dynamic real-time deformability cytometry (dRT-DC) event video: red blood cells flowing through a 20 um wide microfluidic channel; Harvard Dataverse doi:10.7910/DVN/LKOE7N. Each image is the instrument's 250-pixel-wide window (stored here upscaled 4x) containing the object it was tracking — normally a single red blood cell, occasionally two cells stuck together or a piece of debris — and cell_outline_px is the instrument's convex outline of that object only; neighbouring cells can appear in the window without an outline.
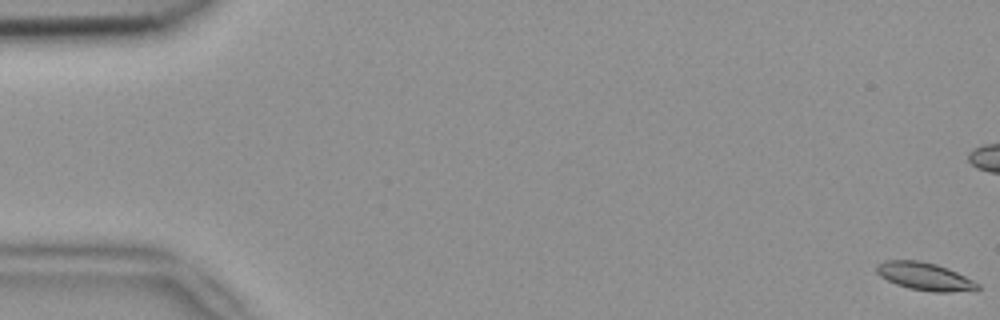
{"species": "common noctule bat (a hibernating species)", "species_latin": "Nyctalus noctula", "temperature_condition": "room temperature", "stored_images_in_passage": 5, "camera_frame_rate_fps": 3000, "um_per_image_px": 0.085, "animal": {"sex": "female", "body_mass_g": 18.4}, "frame": {"image": 1, "passage_image": 1, "time_ms": 0.0, "image_size_px": [1000, 320], "cell_outline_px": [[980, 288], [948, 292], [936, 292], [908, 288], [896, 284], [880, 276], [876, 272], [876, 264], [884, 260], [920, 260], [936, 264], [948, 268], [980, 284]], "centroid_in_image_um": [78.55, 23.47], "position_along_channel_um": 6.5, "area_um2": 16.18}}